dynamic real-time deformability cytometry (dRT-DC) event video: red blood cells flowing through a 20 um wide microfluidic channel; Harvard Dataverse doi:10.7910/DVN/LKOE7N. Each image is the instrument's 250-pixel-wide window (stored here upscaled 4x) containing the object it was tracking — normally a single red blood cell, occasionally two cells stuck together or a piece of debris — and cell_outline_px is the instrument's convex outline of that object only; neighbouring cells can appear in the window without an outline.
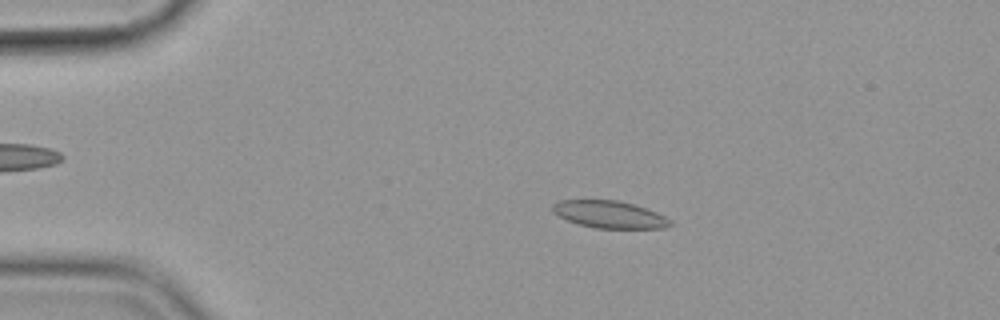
{"species": "common noctule bat (a hibernating species)", "species_latin": "Nyctalus noctula", "temperature_condition": "cold", "stored_images_in_passage": 56, "camera_frame_rate_fps": 3000, "um_per_image_px": 0.085, "animal": {"sex": "female", "body_mass_g": 19.9}, "frame": {"image": 1, "passage_image": 11, "time_ms": 3.333, "image_size_px": [1000, 320], "cell_outline_px": [[672, 224], [664, 228], [596, 228], [580, 224], [568, 220], [552, 212], [552, 204], [560, 200], [620, 200], [656, 212], [672, 220]], "centroid_in_image_um": [51.8, 18.22], "position_along_channel_um": 33.2, "area_um2": 18.5}}
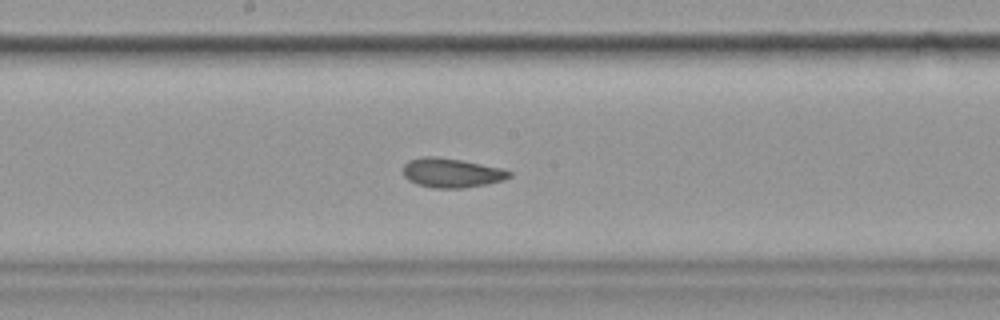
{"frame": {"image": 2, "passage_image": 30, "time_ms": 9.667, "image_size_px": [1000, 320], "cell_outline_px": [[512, 176], [504, 180], [488, 184], [464, 188], [432, 188], [416, 184], [408, 180], [404, 176], [404, 164], [408, 160], [424, 156], [436, 156], [460, 160], [500, 168], [512, 172]], "centroid_in_image_um": [38.37, 14.7], "position_along_channel_um": 209.8, "area_um2": 18.21}}
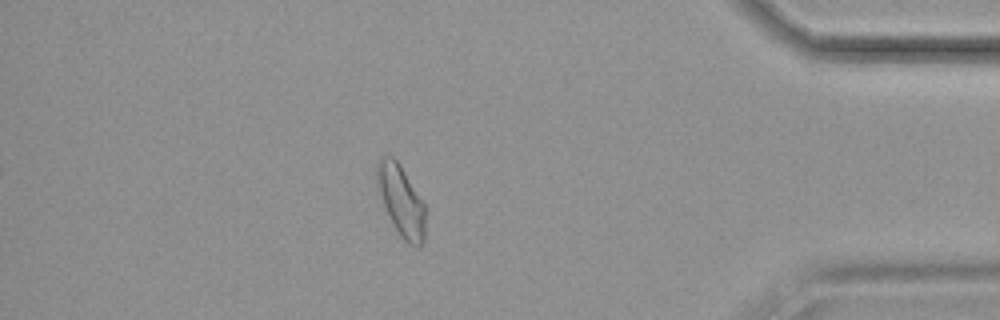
{"frame": {"image": 3, "passage_image": 49, "time_ms": 16.0, "image_size_px": [1000, 320], "cell_outline_px": [[424, 240], [416, 248], [408, 244], [400, 236], [384, 208], [376, 184], [376, 164], [384, 156], [392, 156], [400, 164], [424, 204]], "centroid_in_image_um": [34.06, 17.06], "position_along_channel_um": 401.1, "area_um2": 19.77}, "authors_computed_cell_mechanics": {"area_um2": 18.785, "velocity_mm_per_s": 3.5807, "shape_relaxation_time_tau1_ms": null, "shape_relaxation_time_tau2_ms": 2.8199, "deformation_change_tau1": null, "deformation_change_tau2": 0.0742}}